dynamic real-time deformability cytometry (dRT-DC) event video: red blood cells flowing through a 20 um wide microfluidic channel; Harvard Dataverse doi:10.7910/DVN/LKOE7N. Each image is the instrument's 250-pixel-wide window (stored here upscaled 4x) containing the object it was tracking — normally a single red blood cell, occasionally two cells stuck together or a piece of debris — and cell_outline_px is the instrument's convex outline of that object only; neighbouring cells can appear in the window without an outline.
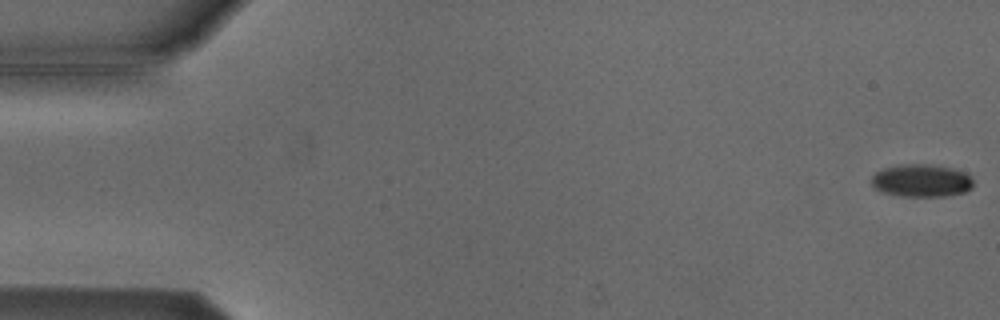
{"species": "Egyptian fruit bat (a non-hibernating species)", "species_latin": "Rousettus aegyptiacus", "temperature_condition": "cold", "stored_images_in_passage": 5, "camera_frame_rate_fps": 3000, "um_per_image_px": 0.085, "animal": {"sex": "male"}, "frame": {"image": 1, "passage_image": 1, "time_ms": 0.0, "image_size_px": [1000, 320], "cell_outline_px": [[972, 188], [964, 192], [944, 196], [900, 196], [884, 192], [876, 188], [872, 184], [872, 176], [876, 172], [884, 168], [904, 164], [928, 164], [952, 168], [964, 172], [972, 180]], "centroid_in_image_um": [78.32, 15.35], "position_along_channel_um": 6.7, "area_um2": 19.13}}
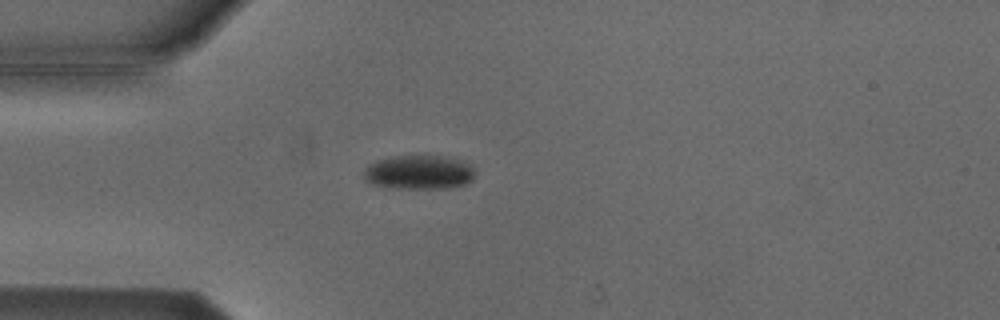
{"frame": {"image": 2, "passage_image": 5, "time_ms": 4.667, "image_size_px": [1000, 320], "cell_outline_px": [[476, 172], [472, 180], [464, 184], [448, 188], [388, 188], [364, 180], [364, 168], [368, 164], [376, 160], [396, 156], [440, 156], [460, 160], [472, 164]], "centroid_in_image_um": [35.62, 14.64], "position_along_channel_um": 49.4, "area_um2": 22.2}}